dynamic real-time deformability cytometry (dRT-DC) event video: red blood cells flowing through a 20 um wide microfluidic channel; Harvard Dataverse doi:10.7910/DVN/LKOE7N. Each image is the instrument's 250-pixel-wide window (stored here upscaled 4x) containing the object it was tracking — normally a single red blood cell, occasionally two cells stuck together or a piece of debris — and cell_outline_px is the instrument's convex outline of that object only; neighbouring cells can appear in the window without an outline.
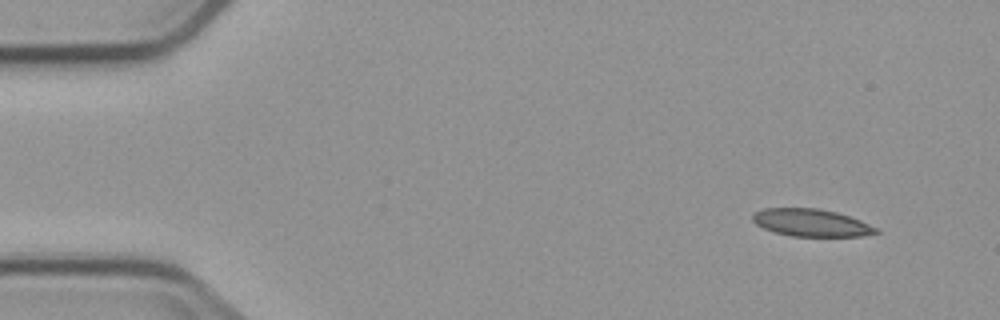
{"species": "common noctule bat (a hibernating species)", "species_latin": "Nyctalus noctula", "temperature_condition": "cold", "stored_images_in_passage": 3, "camera_frame_rate_fps": 3000, "um_per_image_px": 0.085, "animal": {"sex": "male", "body_mass_g": 23.1, "forearm_length_mm": 52.7}, "frame": {"image": 1, "passage_image": 1, "time_ms": 0.0, "image_size_px": [1000, 320], "cell_outline_px": [[880, 232], [864, 236], [792, 236], [776, 232], [764, 228], [756, 224], [752, 220], [752, 216], [756, 212], [764, 208], [820, 208], [836, 212], [860, 220], [880, 228]], "centroid_in_image_um": [69.0, 18.93], "position_along_channel_um": 16.0, "area_um2": 19.71}}